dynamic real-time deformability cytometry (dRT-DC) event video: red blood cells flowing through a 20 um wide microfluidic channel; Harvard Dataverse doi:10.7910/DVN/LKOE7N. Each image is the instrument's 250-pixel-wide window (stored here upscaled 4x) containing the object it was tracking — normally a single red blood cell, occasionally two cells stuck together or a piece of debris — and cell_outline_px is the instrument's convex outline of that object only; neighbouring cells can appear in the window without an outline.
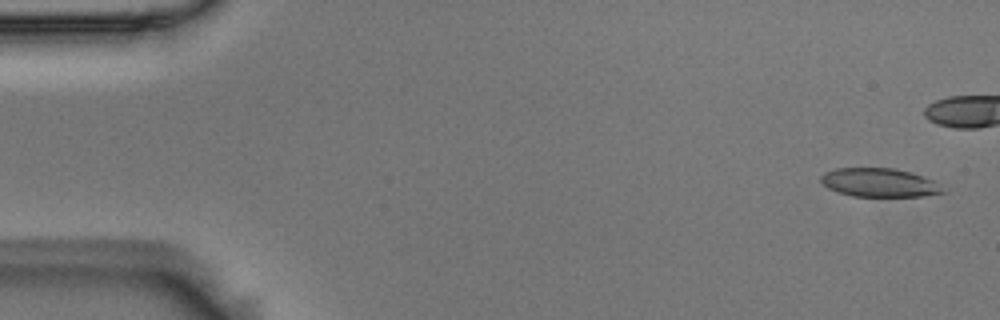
{"species": "Egyptian fruit bat (a non-hibernating species)", "species_latin": "Rousettus aegyptiacus", "temperature_condition": "room temperature", "stored_images_in_passage": 44, "camera_frame_rate_fps": 3000, "um_per_image_px": 0.085, "animal": {"sex": "male"}, "frame": {"image": 1, "passage_image": 2, "time_ms": 0.333, "image_size_px": [1000, 320], "cell_outline_px": [[948, 192], [924, 196], [852, 196], [836, 192], [828, 188], [820, 180], [820, 176], [824, 172], [836, 168], [892, 168], [908, 172], [932, 180]], "centroid_in_image_um": [74.7, 15.53], "position_along_channel_um": 10.3, "area_um2": 20.23}}
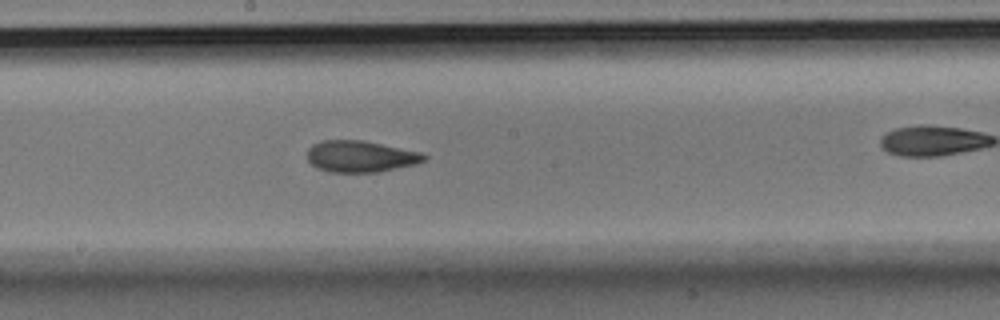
{"frame": {"image": 2, "passage_image": 29, "time_ms": 9.333, "image_size_px": [1000, 320], "cell_outline_px": [[428, 156], [424, 160], [416, 164], [380, 172], [328, 172], [316, 168], [308, 160], [308, 148], [312, 144], [320, 140], [364, 140], [420, 152]], "centroid_in_image_um": [30.62, 13.29], "position_along_channel_um": 217.6, "area_um2": 21.56}}
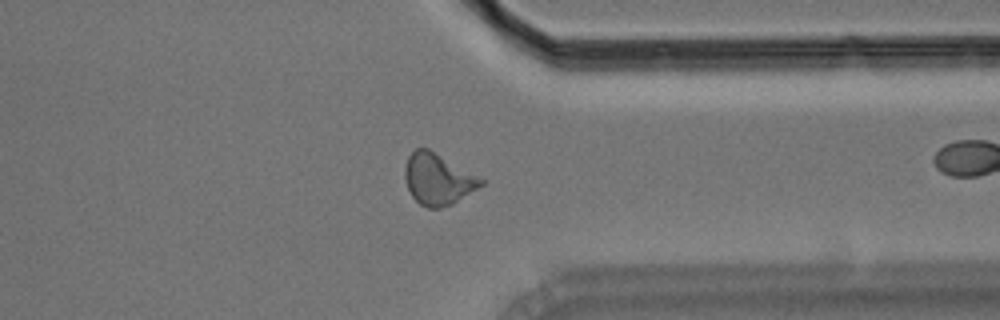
{"frame": {"image": 3, "passage_image": 42, "time_ms": 13.667, "image_size_px": [1000, 320], "cell_outline_px": [[484, 184], [452, 204], [440, 208], [428, 208], [420, 204], [412, 196], [408, 188], [404, 176], [404, 168], [408, 156], [416, 148], [428, 148], [484, 180]], "centroid_in_image_um": [37.19, 15.23], "position_along_channel_um": 374.2, "area_um2": 22.37}}